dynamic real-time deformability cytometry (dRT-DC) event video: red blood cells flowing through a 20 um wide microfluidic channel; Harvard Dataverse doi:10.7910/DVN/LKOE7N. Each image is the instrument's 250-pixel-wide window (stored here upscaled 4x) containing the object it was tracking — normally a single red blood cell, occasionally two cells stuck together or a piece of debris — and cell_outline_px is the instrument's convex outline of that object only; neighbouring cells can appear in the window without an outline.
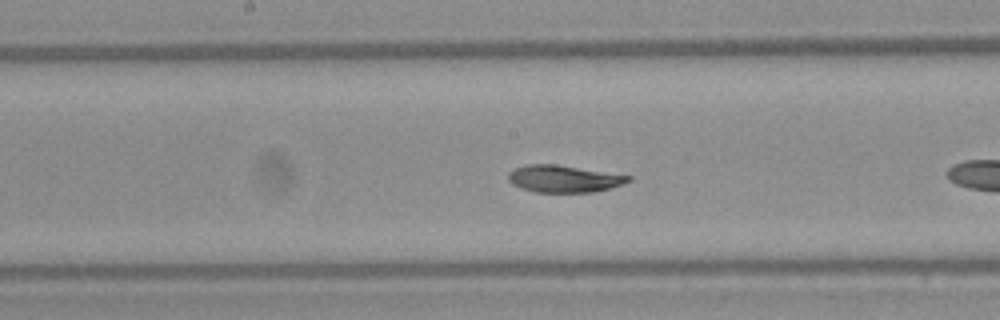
{"species": "Egyptian fruit bat (a non-hibernating species)", "species_latin": "Rousettus aegyptiacus", "temperature_condition": "warm", "stored_images_in_passage": 35, "camera_frame_rate_fps": 3000, "um_per_image_px": 0.085, "frame": {"image": 1, "passage_image": 11, "time_ms": 3.333, "image_size_px": [1000, 320], "cell_outline_px": [[632, 180], [624, 184], [612, 188], [596, 192], [536, 192], [520, 188], [512, 184], [508, 180], [508, 172], [516, 168], [528, 164], [556, 164], [632, 176]], "centroid_in_image_um": [47.95, 15.2], "position_along_channel_um": 200.3, "area_um2": 19.07}}
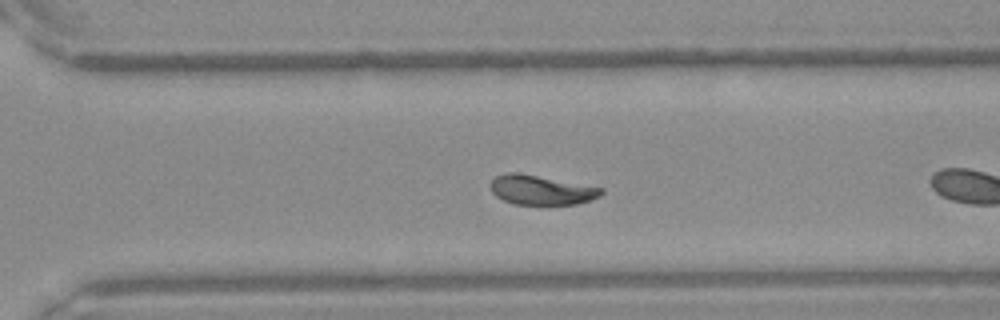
{"frame": {"image": 2, "passage_image": 20, "time_ms": 6.333, "image_size_px": [1000, 320], "cell_outline_px": [[604, 192], [600, 196], [592, 200], [576, 204], [516, 204], [504, 200], [496, 196], [492, 192], [488, 184], [496, 176], [508, 172], [516, 172], [604, 188]], "centroid_in_image_um": [46.0, 16.15], "position_along_channel_um": 324.6, "area_um2": 18.96}, "authors_computed_cell_mechanics": {"area_um2": 19.652, "velocity_mm_per_s": 4.1532, "shape_relaxation_time_tau1_ms": 2.8393, "shape_relaxation_time_tau2_ms": 2.1113, "deformation_change_tau1": 0.1177, "deformation_change_tau2": 0.0527}}